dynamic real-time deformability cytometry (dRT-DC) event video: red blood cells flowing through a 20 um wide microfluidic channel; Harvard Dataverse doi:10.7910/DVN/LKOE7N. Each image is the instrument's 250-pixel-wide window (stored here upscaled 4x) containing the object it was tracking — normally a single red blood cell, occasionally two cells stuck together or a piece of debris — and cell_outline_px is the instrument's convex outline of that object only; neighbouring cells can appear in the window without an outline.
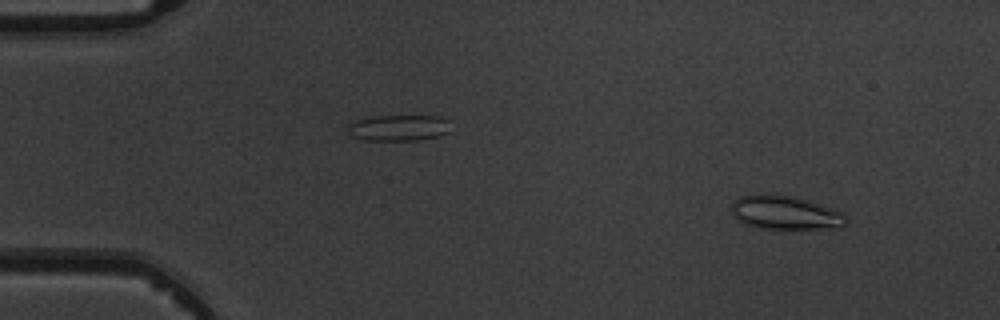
{"species": "common noctule bat (a hibernating species)", "species_latin": "Nyctalus noctula", "temperature_condition": "warm", "stored_images_in_passage": 6, "camera_frame_rate_fps": 3000, "um_per_image_px": 0.085, "animal": {"sex": "male", "body_mass_g": 19.5, "forearm_length_mm": 54.6}, "frame": {"image": 1, "passage_image": 2, "time_ms": 1.0, "image_size_px": [1000, 320], "cell_outline_px": [[848, 224], [844, 228], [760, 228], [748, 224], [740, 220], [732, 212], [732, 204], [736, 196], [756, 192], [768, 192], [796, 196], [808, 200], [840, 212], [848, 220]], "centroid_in_image_um": [66.73, 18.03], "position_along_channel_um": 18.3, "area_um2": 22.83}}
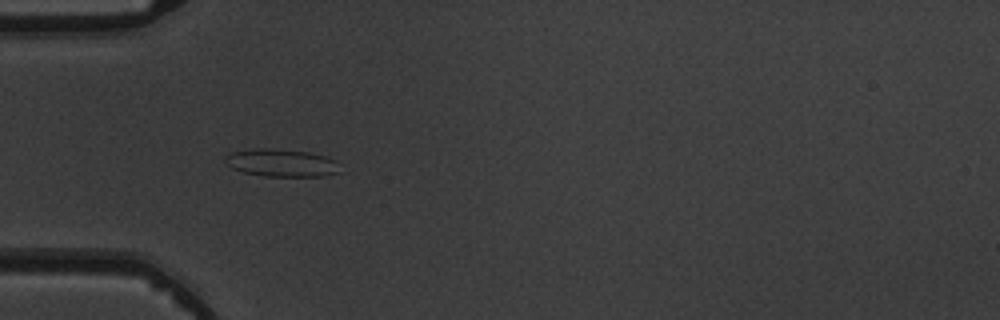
{"frame": {"image": 2, "passage_image": 5, "time_ms": 4.667, "image_size_px": [1000, 320], "cell_outline_px": [[344, 172], [324, 176], [264, 176], [244, 172], [232, 168], [224, 160], [224, 156], [232, 152], [252, 148], [268, 148], [308, 152], [324, 156], [336, 160]], "centroid_in_image_um": [23.97, 13.85], "position_along_channel_um": 61.0, "area_um2": 18.67}}
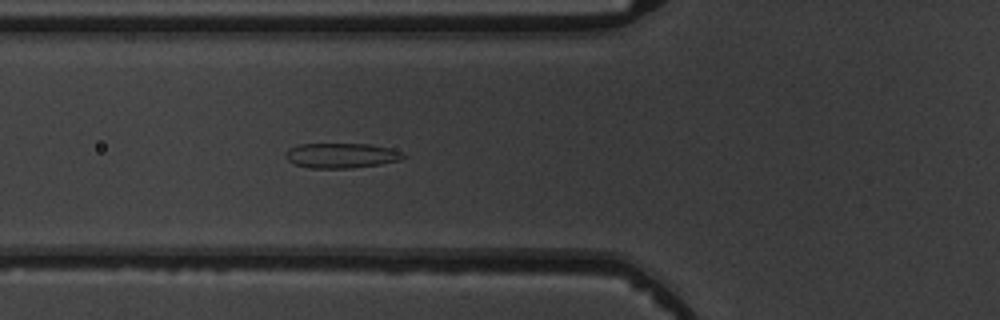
{"frame": {"image": 3, "passage_image": 6, "time_ms": 5.667, "image_size_px": [1000, 320], "cell_outline_px": [[408, 156], [400, 160], [380, 164], [352, 168], [308, 168], [296, 164], [288, 160], [284, 152], [288, 148], [300, 144], [368, 144], [388, 148], [400, 152]], "centroid_in_image_um": [28.99, 13.22], "position_along_channel_um": 96.8, "area_um2": 17.05}}